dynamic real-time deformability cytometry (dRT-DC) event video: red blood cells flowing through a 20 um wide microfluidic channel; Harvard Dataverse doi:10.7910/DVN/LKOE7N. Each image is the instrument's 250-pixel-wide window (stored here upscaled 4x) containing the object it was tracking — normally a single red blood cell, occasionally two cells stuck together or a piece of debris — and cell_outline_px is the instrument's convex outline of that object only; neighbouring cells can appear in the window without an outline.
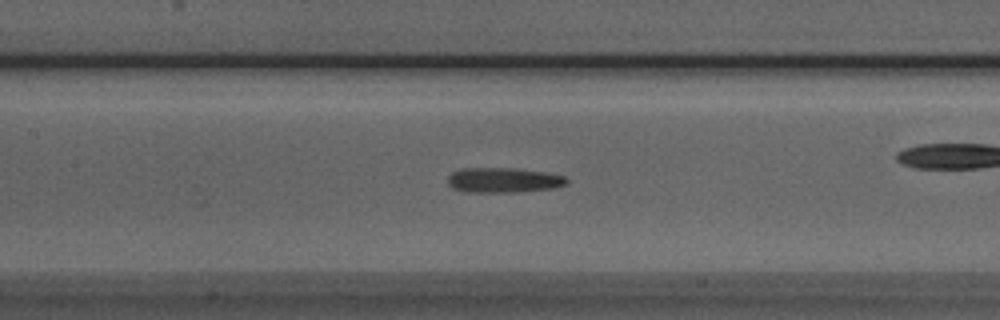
{"species": "Egyptian fruit bat (a non-hibernating species)", "species_latin": "Rousettus aegyptiacus", "temperature_condition": "room temperature", "stored_images_in_passage": 51, "camera_frame_rate_fps": 3000, "um_per_image_px": 0.085, "animal": {"sex": "male"}, "frame": {"image": 1, "passage_image": 22, "time_ms": 7.0, "image_size_px": [1000, 320], "cell_outline_px": [[568, 184], [556, 188], [516, 192], [464, 192], [452, 188], [448, 184], [448, 176], [452, 172], [460, 168], [516, 168], [544, 172], [564, 176], [568, 180]], "centroid_in_image_um": [42.78, 15.31], "position_along_channel_um": 164.6, "area_um2": 17.51}}
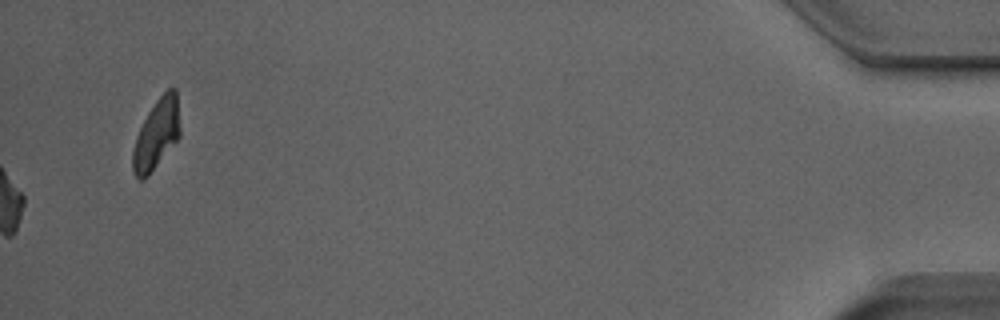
{"frame": {"image": 2, "passage_image": 51, "time_ms": 16.667, "image_size_px": [1000, 320], "cell_outline_px": [[180, 136], [148, 176], [144, 180], [136, 180], [132, 172], [132, 152], [136, 136], [148, 112], [156, 100], [168, 88], [176, 88], [180, 128]], "centroid_in_image_um": [13.28, 11.44], "position_along_channel_um": 421.9, "area_um2": 19.31}, "authors_computed_cell_mechanics": {"area_um2": 16.8198, "velocity_mm_per_s": 3.981, "shape_relaxation_time_tau1_ms": 4.6121, "shape_relaxation_time_tau2_ms": 4.7201, "deformation_change_tau1": 0.149, "deformation_change_tau2": 0.1322}}